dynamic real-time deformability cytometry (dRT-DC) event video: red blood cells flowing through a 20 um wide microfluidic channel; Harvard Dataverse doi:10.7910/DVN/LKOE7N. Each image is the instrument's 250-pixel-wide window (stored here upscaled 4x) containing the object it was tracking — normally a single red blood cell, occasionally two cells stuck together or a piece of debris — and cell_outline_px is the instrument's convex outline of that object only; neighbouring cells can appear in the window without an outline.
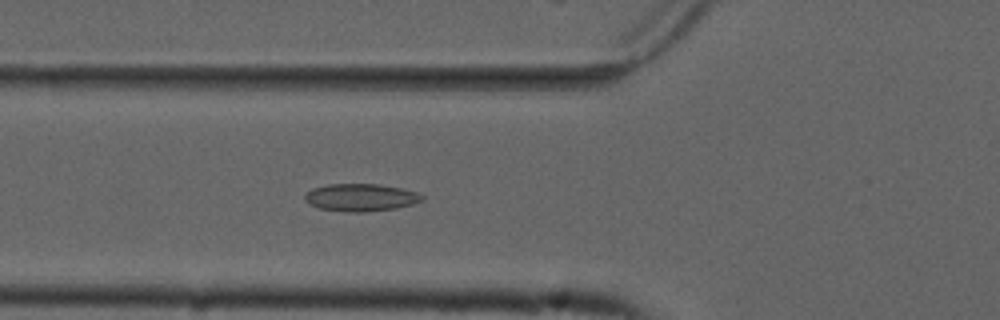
{"species": "common noctule bat (a hibernating species)", "species_latin": "Nyctalus noctula", "temperature_condition": "cold", "stored_images_in_passage": 50, "camera_frame_rate_fps": 3000, "um_per_image_px": 0.085, "animal": {"sex": "male", "forearm_length_mm": 52.5}, "frame": {"image": 1, "passage_image": 20, "time_ms": 6.333, "image_size_px": [1000, 320], "cell_outline_px": [[424, 200], [412, 204], [396, 208], [364, 212], [344, 212], [320, 208], [308, 204], [304, 200], [304, 196], [312, 188], [328, 184], [376, 184], [400, 188], [416, 192], [424, 196]], "centroid_in_image_um": [30.64, 16.79], "position_along_channel_um": 95.2, "area_um2": 18.79}}
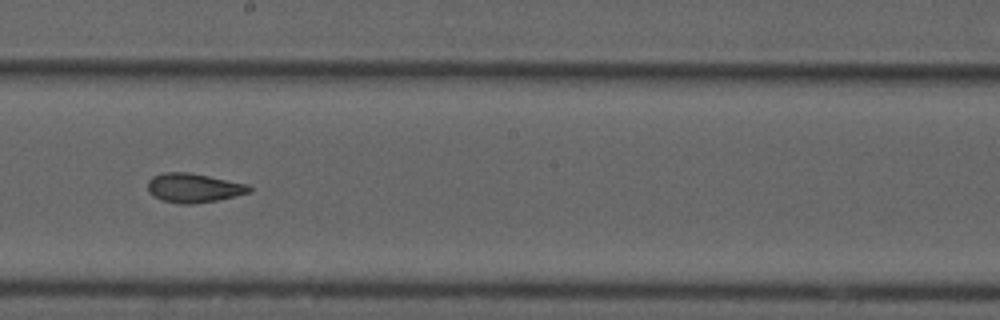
{"frame": {"image": 2, "passage_image": 31, "time_ms": 10.0, "image_size_px": [1000, 320], "cell_outline_px": [[252, 192], [216, 200], [192, 204], [180, 204], [164, 200], [152, 196], [148, 192], [148, 180], [152, 176], [164, 172], [188, 172], [248, 184], [252, 188]], "centroid_in_image_um": [16.44, 15.97], "position_along_channel_um": 231.8, "area_um2": 17.22}}
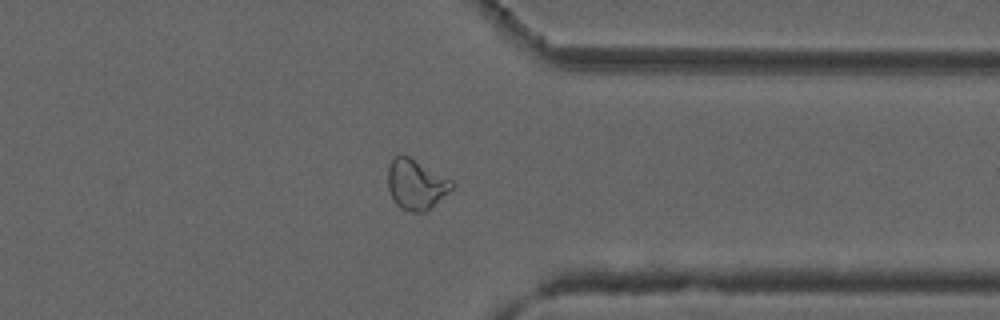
{"frame": {"image": 3, "passage_image": 43, "time_ms": 14.0, "image_size_px": [1000, 320], "cell_outline_px": [[456, 188], [424, 212], [412, 212], [400, 208], [396, 204], [388, 188], [388, 168], [392, 160], [396, 156], [408, 156], [452, 180], [456, 184]], "centroid_in_image_um": [35.4, 15.7], "position_along_channel_um": 376.0, "area_um2": 18.61}}